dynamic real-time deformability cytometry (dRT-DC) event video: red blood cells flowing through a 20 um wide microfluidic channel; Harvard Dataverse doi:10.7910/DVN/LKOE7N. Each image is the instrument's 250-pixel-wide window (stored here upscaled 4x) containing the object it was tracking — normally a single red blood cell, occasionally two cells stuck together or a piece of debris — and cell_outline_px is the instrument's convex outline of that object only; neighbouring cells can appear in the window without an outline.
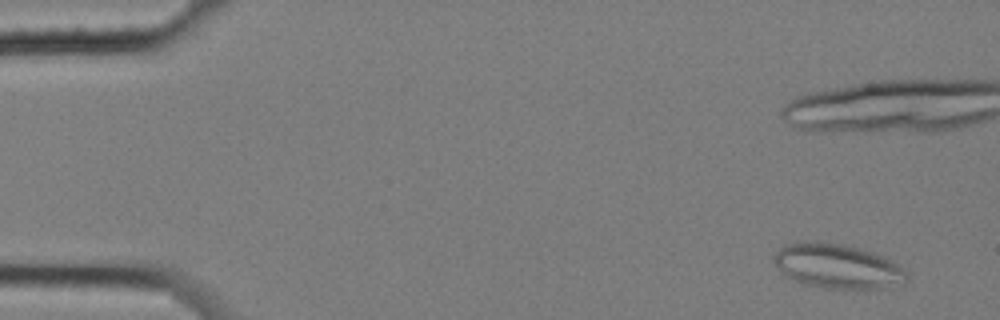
{"species": "common noctule bat (a hibernating species)", "species_latin": "Nyctalus noctula", "temperature_condition": "cold", "stored_images_in_passage": 6, "camera_frame_rate_fps": 3000, "um_per_image_px": 0.085, "animal": {"sex": "female", "body_mass_g": 25.1}, "frame": {"image": 1, "passage_image": 2, "time_ms": 0.333, "image_size_px": [1000, 320], "cell_outline_px": [[908, 276], [904, 280], [884, 288], [824, 288], [800, 284], [784, 276], [772, 260], [776, 252], [784, 244], [796, 240], [816, 240], [840, 244], [860, 248], [872, 252], [892, 260], [908, 272]], "centroid_in_image_um": [71.08, 22.6], "position_along_channel_um": 13.9, "area_um2": 34.8}}